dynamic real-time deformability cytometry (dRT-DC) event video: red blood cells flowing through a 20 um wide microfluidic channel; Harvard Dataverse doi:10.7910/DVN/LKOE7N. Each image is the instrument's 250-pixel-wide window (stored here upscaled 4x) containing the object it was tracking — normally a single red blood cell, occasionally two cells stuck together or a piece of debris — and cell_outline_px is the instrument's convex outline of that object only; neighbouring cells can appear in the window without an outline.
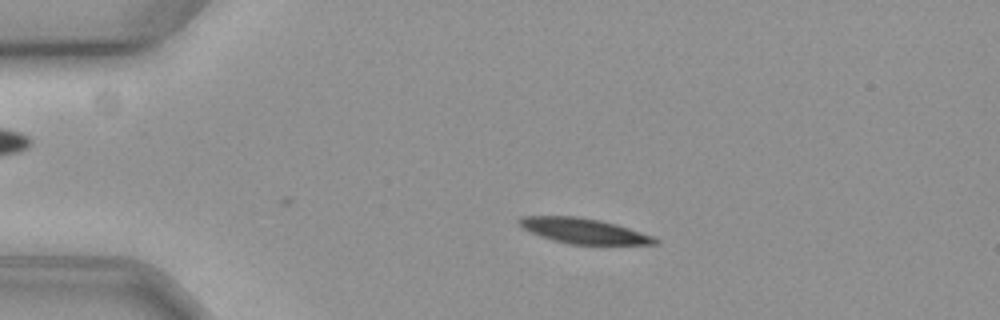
{"species": "common noctule bat (a hibernating species)", "species_latin": "Nyctalus noctula", "temperature_condition": "cold", "stored_images_in_passage": 40, "camera_frame_rate_fps": 3000, "um_per_image_px": 0.085, "animal": {"sex": "female", "body_mass_g": 19.3, "forearm_length_mm": 54.1}, "frame": {"image": 1, "passage_image": 6, "time_ms": 1.667, "image_size_px": [1000, 320], "cell_outline_px": [[660, 244], [568, 244], [552, 240], [540, 236], [516, 224], [516, 220], [520, 216], [576, 216], [600, 220], [616, 224], [652, 236], [660, 240]], "centroid_in_image_um": [49.57, 19.62], "position_along_channel_um": 35.4, "area_um2": 19.94}}
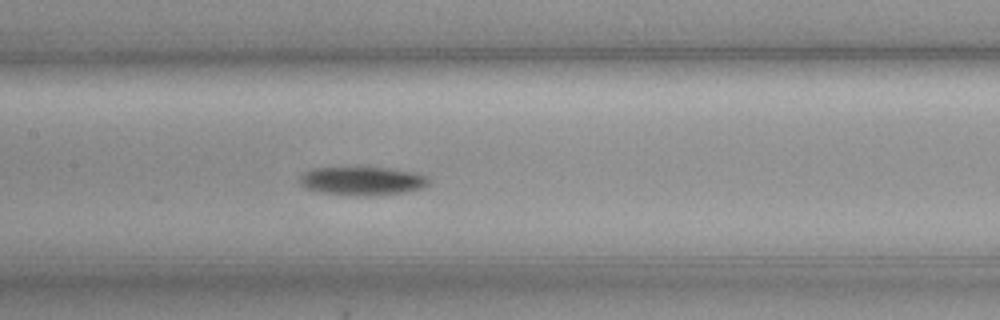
{"frame": {"image": 2, "passage_image": 22, "time_ms": 7.0, "image_size_px": [1000, 320], "cell_outline_px": [[432, 180], [424, 188], [404, 192], [368, 196], [356, 196], [316, 192], [304, 188], [300, 184], [300, 176], [304, 172], [312, 168], [388, 168], [416, 172], [428, 176]], "centroid_in_image_um": [30.81, 15.39], "position_along_channel_um": 176.6, "area_um2": 21.73}}
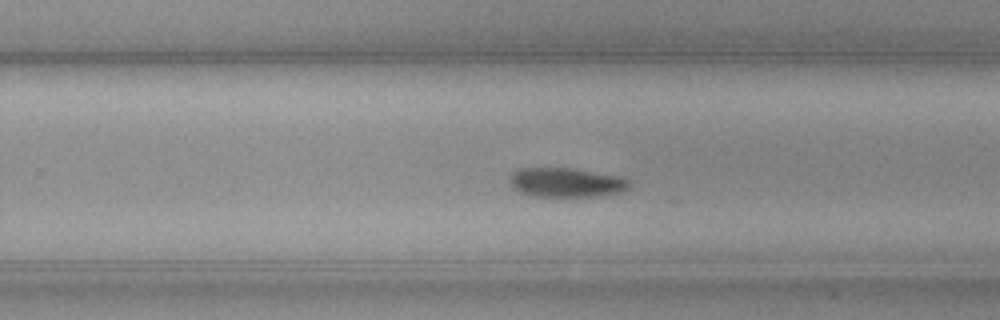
{"frame": {"image": 3, "passage_image": 31, "time_ms": 10.0, "image_size_px": [1000, 320], "cell_outline_px": [[632, 184], [628, 188], [620, 192], [604, 196], [528, 196], [512, 188], [508, 180], [512, 172], [520, 168], [572, 168], [624, 176]], "centroid_in_image_um": [48.14, 15.51], "position_along_channel_um": 281.7, "area_um2": 20.87}, "authors_computed_cell_mechanics": {"area_um2": 21.3571, "velocity_mm_per_s": 3.5289, "shape_relaxation_time_tau1_ms": 5.8047, "shape_relaxation_time_tau2_ms": null, "deformation_change_tau1": 0.1325, "deformation_change_tau2": null}}